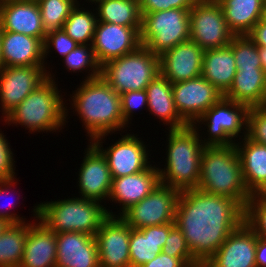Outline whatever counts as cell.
Returning <instances> with one entry per match:
<instances>
[{
  "mask_svg": "<svg viewBox=\"0 0 266 267\" xmlns=\"http://www.w3.org/2000/svg\"><path fill=\"white\" fill-rule=\"evenodd\" d=\"M256 265L266 267V239L257 236Z\"/></svg>",
  "mask_w": 266,
  "mask_h": 267,
  "instance_id": "obj_47",
  "label": "cell"
},
{
  "mask_svg": "<svg viewBox=\"0 0 266 267\" xmlns=\"http://www.w3.org/2000/svg\"><path fill=\"white\" fill-rule=\"evenodd\" d=\"M141 267H191L184 259L171 257L161 252L152 261Z\"/></svg>",
  "mask_w": 266,
  "mask_h": 267,
  "instance_id": "obj_44",
  "label": "cell"
},
{
  "mask_svg": "<svg viewBox=\"0 0 266 267\" xmlns=\"http://www.w3.org/2000/svg\"><path fill=\"white\" fill-rule=\"evenodd\" d=\"M244 221L257 236L266 239V192L251 195Z\"/></svg>",
  "mask_w": 266,
  "mask_h": 267,
  "instance_id": "obj_37",
  "label": "cell"
},
{
  "mask_svg": "<svg viewBox=\"0 0 266 267\" xmlns=\"http://www.w3.org/2000/svg\"><path fill=\"white\" fill-rule=\"evenodd\" d=\"M9 144L4 134L0 133V181L15 178L14 156Z\"/></svg>",
  "mask_w": 266,
  "mask_h": 267,
  "instance_id": "obj_43",
  "label": "cell"
},
{
  "mask_svg": "<svg viewBox=\"0 0 266 267\" xmlns=\"http://www.w3.org/2000/svg\"><path fill=\"white\" fill-rule=\"evenodd\" d=\"M190 9H169L142 14L140 41L160 56L176 45L190 40Z\"/></svg>",
  "mask_w": 266,
  "mask_h": 267,
  "instance_id": "obj_8",
  "label": "cell"
},
{
  "mask_svg": "<svg viewBox=\"0 0 266 267\" xmlns=\"http://www.w3.org/2000/svg\"><path fill=\"white\" fill-rule=\"evenodd\" d=\"M79 2L71 10L70 15L63 25L66 34L81 45H89L93 41L95 27L97 24V16L85 8H79Z\"/></svg>",
  "mask_w": 266,
  "mask_h": 267,
  "instance_id": "obj_33",
  "label": "cell"
},
{
  "mask_svg": "<svg viewBox=\"0 0 266 267\" xmlns=\"http://www.w3.org/2000/svg\"><path fill=\"white\" fill-rule=\"evenodd\" d=\"M105 135L96 137L91 143L105 157L112 178L133 175L149 168L148 151L144 142L133 134L123 135L121 139L104 149L101 144Z\"/></svg>",
  "mask_w": 266,
  "mask_h": 267,
  "instance_id": "obj_12",
  "label": "cell"
},
{
  "mask_svg": "<svg viewBox=\"0 0 266 267\" xmlns=\"http://www.w3.org/2000/svg\"><path fill=\"white\" fill-rule=\"evenodd\" d=\"M81 84L73 93L71 105L81 118L90 136L89 141L126 127L120 95L101 76Z\"/></svg>",
  "mask_w": 266,
  "mask_h": 267,
  "instance_id": "obj_2",
  "label": "cell"
},
{
  "mask_svg": "<svg viewBox=\"0 0 266 267\" xmlns=\"http://www.w3.org/2000/svg\"><path fill=\"white\" fill-rule=\"evenodd\" d=\"M175 223L131 229L129 239L130 267H141L162 252L170 230Z\"/></svg>",
  "mask_w": 266,
  "mask_h": 267,
  "instance_id": "obj_26",
  "label": "cell"
},
{
  "mask_svg": "<svg viewBox=\"0 0 266 267\" xmlns=\"http://www.w3.org/2000/svg\"><path fill=\"white\" fill-rule=\"evenodd\" d=\"M236 73L235 58L229 45L204 51L201 75L223 94L231 87Z\"/></svg>",
  "mask_w": 266,
  "mask_h": 267,
  "instance_id": "obj_29",
  "label": "cell"
},
{
  "mask_svg": "<svg viewBox=\"0 0 266 267\" xmlns=\"http://www.w3.org/2000/svg\"><path fill=\"white\" fill-rule=\"evenodd\" d=\"M32 223L8 224L0 234V267H19Z\"/></svg>",
  "mask_w": 266,
  "mask_h": 267,
  "instance_id": "obj_32",
  "label": "cell"
},
{
  "mask_svg": "<svg viewBox=\"0 0 266 267\" xmlns=\"http://www.w3.org/2000/svg\"><path fill=\"white\" fill-rule=\"evenodd\" d=\"M131 227L119 216H108L96 232L100 267H130Z\"/></svg>",
  "mask_w": 266,
  "mask_h": 267,
  "instance_id": "obj_15",
  "label": "cell"
},
{
  "mask_svg": "<svg viewBox=\"0 0 266 267\" xmlns=\"http://www.w3.org/2000/svg\"><path fill=\"white\" fill-rule=\"evenodd\" d=\"M79 171V193L82 198L99 201L108 199L112 176L102 153L90 142Z\"/></svg>",
  "mask_w": 266,
  "mask_h": 267,
  "instance_id": "obj_19",
  "label": "cell"
},
{
  "mask_svg": "<svg viewBox=\"0 0 266 267\" xmlns=\"http://www.w3.org/2000/svg\"><path fill=\"white\" fill-rule=\"evenodd\" d=\"M162 252L171 257L184 259L191 267H202L194 259L183 233L176 225L170 230Z\"/></svg>",
  "mask_w": 266,
  "mask_h": 267,
  "instance_id": "obj_38",
  "label": "cell"
},
{
  "mask_svg": "<svg viewBox=\"0 0 266 267\" xmlns=\"http://www.w3.org/2000/svg\"><path fill=\"white\" fill-rule=\"evenodd\" d=\"M89 46V47H88ZM66 69L74 72L91 68L86 76V80L94 79L101 76V65L98 63L92 45L78 44L64 58ZM91 71V72H90Z\"/></svg>",
  "mask_w": 266,
  "mask_h": 267,
  "instance_id": "obj_36",
  "label": "cell"
},
{
  "mask_svg": "<svg viewBox=\"0 0 266 267\" xmlns=\"http://www.w3.org/2000/svg\"><path fill=\"white\" fill-rule=\"evenodd\" d=\"M56 247V233L41 221L33 223L28 228L19 267H55Z\"/></svg>",
  "mask_w": 266,
  "mask_h": 267,
  "instance_id": "obj_25",
  "label": "cell"
},
{
  "mask_svg": "<svg viewBox=\"0 0 266 267\" xmlns=\"http://www.w3.org/2000/svg\"><path fill=\"white\" fill-rule=\"evenodd\" d=\"M0 23L3 31L22 33L39 38L43 43L45 41L46 32L38 2L0 0Z\"/></svg>",
  "mask_w": 266,
  "mask_h": 267,
  "instance_id": "obj_21",
  "label": "cell"
},
{
  "mask_svg": "<svg viewBox=\"0 0 266 267\" xmlns=\"http://www.w3.org/2000/svg\"><path fill=\"white\" fill-rule=\"evenodd\" d=\"M225 98L250 107L266 104V72L263 69H237Z\"/></svg>",
  "mask_w": 266,
  "mask_h": 267,
  "instance_id": "obj_27",
  "label": "cell"
},
{
  "mask_svg": "<svg viewBox=\"0 0 266 267\" xmlns=\"http://www.w3.org/2000/svg\"><path fill=\"white\" fill-rule=\"evenodd\" d=\"M259 57L262 69L266 72V47H259Z\"/></svg>",
  "mask_w": 266,
  "mask_h": 267,
  "instance_id": "obj_49",
  "label": "cell"
},
{
  "mask_svg": "<svg viewBox=\"0 0 266 267\" xmlns=\"http://www.w3.org/2000/svg\"><path fill=\"white\" fill-rule=\"evenodd\" d=\"M77 3V0H39L38 6L46 34L62 29Z\"/></svg>",
  "mask_w": 266,
  "mask_h": 267,
  "instance_id": "obj_34",
  "label": "cell"
},
{
  "mask_svg": "<svg viewBox=\"0 0 266 267\" xmlns=\"http://www.w3.org/2000/svg\"><path fill=\"white\" fill-rule=\"evenodd\" d=\"M203 55L197 43H180L159 56L160 74L172 84L201 76Z\"/></svg>",
  "mask_w": 266,
  "mask_h": 267,
  "instance_id": "obj_18",
  "label": "cell"
},
{
  "mask_svg": "<svg viewBox=\"0 0 266 267\" xmlns=\"http://www.w3.org/2000/svg\"><path fill=\"white\" fill-rule=\"evenodd\" d=\"M159 74V56L142 45L136 51L101 66V77L119 95L146 89Z\"/></svg>",
  "mask_w": 266,
  "mask_h": 267,
  "instance_id": "obj_7",
  "label": "cell"
},
{
  "mask_svg": "<svg viewBox=\"0 0 266 267\" xmlns=\"http://www.w3.org/2000/svg\"><path fill=\"white\" fill-rule=\"evenodd\" d=\"M53 77L48 73V78L13 109L4 121L8 124H20L28 128L30 133L56 132L64 126L68 116L67 106H64Z\"/></svg>",
  "mask_w": 266,
  "mask_h": 267,
  "instance_id": "obj_6",
  "label": "cell"
},
{
  "mask_svg": "<svg viewBox=\"0 0 266 267\" xmlns=\"http://www.w3.org/2000/svg\"><path fill=\"white\" fill-rule=\"evenodd\" d=\"M45 66L3 67L0 70V101L5 118L48 78Z\"/></svg>",
  "mask_w": 266,
  "mask_h": 267,
  "instance_id": "obj_14",
  "label": "cell"
},
{
  "mask_svg": "<svg viewBox=\"0 0 266 267\" xmlns=\"http://www.w3.org/2000/svg\"><path fill=\"white\" fill-rule=\"evenodd\" d=\"M120 99L122 116L127 125L131 120L130 117L133 116V111L145 105L148 107L146 89L124 92L120 95Z\"/></svg>",
  "mask_w": 266,
  "mask_h": 267,
  "instance_id": "obj_41",
  "label": "cell"
},
{
  "mask_svg": "<svg viewBox=\"0 0 266 267\" xmlns=\"http://www.w3.org/2000/svg\"><path fill=\"white\" fill-rule=\"evenodd\" d=\"M229 46L233 51L236 69H262L259 47L248 35H234Z\"/></svg>",
  "mask_w": 266,
  "mask_h": 267,
  "instance_id": "obj_35",
  "label": "cell"
},
{
  "mask_svg": "<svg viewBox=\"0 0 266 267\" xmlns=\"http://www.w3.org/2000/svg\"><path fill=\"white\" fill-rule=\"evenodd\" d=\"M97 1H99V0H89V2H91V3H96Z\"/></svg>",
  "mask_w": 266,
  "mask_h": 267,
  "instance_id": "obj_53",
  "label": "cell"
},
{
  "mask_svg": "<svg viewBox=\"0 0 266 267\" xmlns=\"http://www.w3.org/2000/svg\"><path fill=\"white\" fill-rule=\"evenodd\" d=\"M175 107L180 117L193 125L224 95L202 75L172 84Z\"/></svg>",
  "mask_w": 266,
  "mask_h": 267,
  "instance_id": "obj_13",
  "label": "cell"
},
{
  "mask_svg": "<svg viewBox=\"0 0 266 267\" xmlns=\"http://www.w3.org/2000/svg\"><path fill=\"white\" fill-rule=\"evenodd\" d=\"M197 125L168 129L167 165L158 168L160 183L180 192L197 188L200 164L205 145L201 142ZM200 141V142H199Z\"/></svg>",
  "mask_w": 266,
  "mask_h": 267,
  "instance_id": "obj_4",
  "label": "cell"
},
{
  "mask_svg": "<svg viewBox=\"0 0 266 267\" xmlns=\"http://www.w3.org/2000/svg\"><path fill=\"white\" fill-rule=\"evenodd\" d=\"M141 27H126L97 21L92 48L98 63L106 62L136 51L141 46Z\"/></svg>",
  "mask_w": 266,
  "mask_h": 267,
  "instance_id": "obj_16",
  "label": "cell"
},
{
  "mask_svg": "<svg viewBox=\"0 0 266 267\" xmlns=\"http://www.w3.org/2000/svg\"><path fill=\"white\" fill-rule=\"evenodd\" d=\"M220 5L228 29L234 35H248L263 19V0H216Z\"/></svg>",
  "mask_w": 266,
  "mask_h": 267,
  "instance_id": "obj_30",
  "label": "cell"
},
{
  "mask_svg": "<svg viewBox=\"0 0 266 267\" xmlns=\"http://www.w3.org/2000/svg\"><path fill=\"white\" fill-rule=\"evenodd\" d=\"M33 211L35 218L56 234L80 232L95 236L108 216H116L99 201L82 197L40 203Z\"/></svg>",
  "mask_w": 266,
  "mask_h": 267,
  "instance_id": "obj_5",
  "label": "cell"
},
{
  "mask_svg": "<svg viewBox=\"0 0 266 267\" xmlns=\"http://www.w3.org/2000/svg\"><path fill=\"white\" fill-rule=\"evenodd\" d=\"M248 36L258 47H266V22L263 19L259 20Z\"/></svg>",
  "mask_w": 266,
  "mask_h": 267,
  "instance_id": "obj_45",
  "label": "cell"
},
{
  "mask_svg": "<svg viewBox=\"0 0 266 267\" xmlns=\"http://www.w3.org/2000/svg\"><path fill=\"white\" fill-rule=\"evenodd\" d=\"M263 20L266 22V6H265V9H264V13H263Z\"/></svg>",
  "mask_w": 266,
  "mask_h": 267,
  "instance_id": "obj_51",
  "label": "cell"
},
{
  "mask_svg": "<svg viewBox=\"0 0 266 267\" xmlns=\"http://www.w3.org/2000/svg\"><path fill=\"white\" fill-rule=\"evenodd\" d=\"M179 194L178 189L160 183L147 197L132 205L120 217L135 229L174 223Z\"/></svg>",
  "mask_w": 266,
  "mask_h": 267,
  "instance_id": "obj_11",
  "label": "cell"
},
{
  "mask_svg": "<svg viewBox=\"0 0 266 267\" xmlns=\"http://www.w3.org/2000/svg\"><path fill=\"white\" fill-rule=\"evenodd\" d=\"M160 184L158 168L154 165L133 175L112 178L109 200L122 204L120 216L132 205L147 197Z\"/></svg>",
  "mask_w": 266,
  "mask_h": 267,
  "instance_id": "obj_22",
  "label": "cell"
},
{
  "mask_svg": "<svg viewBox=\"0 0 266 267\" xmlns=\"http://www.w3.org/2000/svg\"><path fill=\"white\" fill-rule=\"evenodd\" d=\"M78 43L72 40L66 32L62 29L48 32L46 34L44 46V59L47 57L48 53L51 51V47L61 55L63 58L70 53ZM50 49V50H49ZM46 56V57H45Z\"/></svg>",
  "mask_w": 266,
  "mask_h": 267,
  "instance_id": "obj_40",
  "label": "cell"
},
{
  "mask_svg": "<svg viewBox=\"0 0 266 267\" xmlns=\"http://www.w3.org/2000/svg\"><path fill=\"white\" fill-rule=\"evenodd\" d=\"M148 110L170 129H180L188 124L180 117L173 100L172 83L163 75H157L146 87Z\"/></svg>",
  "mask_w": 266,
  "mask_h": 267,
  "instance_id": "obj_28",
  "label": "cell"
},
{
  "mask_svg": "<svg viewBox=\"0 0 266 267\" xmlns=\"http://www.w3.org/2000/svg\"><path fill=\"white\" fill-rule=\"evenodd\" d=\"M97 21L126 27H141L139 2L135 0H99ZM99 17V18H98Z\"/></svg>",
  "mask_w": 266,
  "mask_h": 267,
  "instance_id": "obj_31",
  "label": "cell"
},
{
  "mask_svg": "<svg viewBox=\"0 0 266 267\" xmlns=\"http://www.w3.org/2000/svg\"><path fill=\"white\" fill-rule=\"evenodd\" d=\"M8 212L7 210L0 211V234L8 224H17L25 222L22 217H19L18 215H16L15 213H11L10 211Z\"/></svg>",
  "mask_w": 266,
  "mask_h": 267,
  "instance_id": "obj_46",
  "label": "cell"
},
{
  "mask_svg": "<svg viewBox=\"0 0 266 267\" xmlns=\"http://www.w3.org/2000/svg\"><path fill=\"white\" fill-rule=\"evenodd\" d=\"M246 127L247 138L266 145V106L249 108Z\"/></svg>",
  "mask_w": 266,
  "mask_h": 267,
  "instance_id": "obj_39",
  "label": "cell"
},
{
  "mask_svg": "<svg viewBox=\"0 0 266 267\" xmlns=\"http://www.w3.org/2000/svg\"><path fill=\"white\" fill-rule=\"evenodd\" d=\"M249 107L245 104L229 100L224 96L210 107L193 125L197 123L208 126L209 138L201 142L205 146L234 145L235 138L241 130H247ZM240 132V133H239ZM234 138V141L233 139Z\"/></svg>",
  "mask_w": 266,
  "mask_h": 267,
  "instance_id": "obj_9",
  "label": "cell"
},
{
  "mask_svg": "<svg viewBox=\"0 0 266 267\" xmlns=\"http://www.w3.org/2000/svg\"><path fill=\"white\" fill-rule=\"evenodd\" d=\"M197 189L235 200L244 210L251 198L235 145L205 146Z\"/></svg>",
  "mask_w": 266,
  "mask_h": 267,
  "instance_id": "obj_3",
  "label": "cell"
},
{
  "mask_svg": "<svg viewBox=\"0 0 266 267\" xmlns=\"http://www.w3.org/2000/svg\"><path fill=\"white\" fill-rule=\"evenodd\" d=\"M4 67L44 66V46L39 38L2 30Z\"/></svg>",
  "mask_w": 266,
  "mask_h": 267,
  "instance_id": "obj_23",
  "label": "cell"
},
{
  "mask_svg": "<svg viewBox=\"0 0 266 267\" xmlns=\"http://www.w3.org/2000/svg\"><path fill=\"white\" fill-rule=\"evenodd\" d=\"M198 0H140V14L169 9H191Z\"/></svg>",
  "mask_w": 266,
  "mask_h": 267,
  "instance_id": "obj_42",
  "label": "cell"
},
{
  "mask_svg": "<svg viewBox=\"0 0 266 267\" xmlns=\"http://www.w3.org/2000/svg\"><path fill=\"white\" fill-rule=\"evenodd\" d=\"M256 246L257 235L244 221L202 267H257Z\"/></svg>",
  "mask_w": 266,
  "mask_h": 267,
  "instance_id": "obj_17",
  "label": "cell"
},
{
  "mask_svg": "<svg viewBox=\"0 0 266 267\" xmlns=\"http://www.w3.org/2000/svg\"><path fill=\"white\" fill-rule=\"evenodd\" d=\"M55 267H100L95 236L80 232L56 234Z\"/></svg>",
  "mask_w": 266,
  "mask_h": 267,
  "instance_id": "obj_20",
  "label": "cell"
},
{
  "mask_svg": "<svg viewBox=\"0 0 266 267\" xmlns=\"http://www.w3.org/2000/svg\"><path fill=\"white\" fill-rule=\"evenodd\" d=\"M190 40L204 51L230 44L234 34L228 29L216 0H198L190 9Z\"/></svg>",
  "mask_w": 266,
  "mask_h": 267,
  "instance_id": "obj_10",
  "label": "cell"
},
{
  "mask_svg": "<svg viewBox=\"0 0 266 267\" xmlns=\"http://www.w3.org/2000/svg\"><path fill=\"white\" fill-rule=\"evenodd\" d=\"M19 1H34V2H38L39 0H19Z\"/></svg>",
  "mask_w": 266,
  "mask_h": 267,
  "instance_id": "obj_52",
  "label": "cell"
},
{
  "mask_svg": "<svg viewBox=\"0 0 266 267\" xmlns=\"http://www.w3.org/2000/svg\"><path fill=\"white\" fill-rule=\"evenodd\" d=\"M1 38H2V26L0 23V70L4 67V63H3L2 55H1Z\"/></svg>",
  "mask_w": 266,
  "mask_h": 267,
  "instance_id": "obj_50",
  "label": "cell"
},
{
  "mask_svg": "<svg viewBox=\"0 0 266 267\" xmlns=\"http://www.w3.org/2000/svg\"><path fill=\"white\" fill-rule=\"evenodd\" d=\"M235 146L239 154L242 177L246 189L252 195L266 192V145L254 142L246 137Z\"/></svg>",
  "mask_w": 266,
  "mask_h": 267,
  "instance_id": "obj_24",
  "label": "cell"
},
{
  "mask_svg": "<svg viewBox=\"0 0 266 267\" xmlns=\"http://www.w3.org/2000/svg\"><path fill=\"white\" fill-rule=\"evenodd\" d=\"M14 179H16V178H12V179H9V180H1L0 181V195L2 196H5V195H7V194H10L9 192H10V188L11 187H14L15 185H13V184H15L16 182H14L15 180ZM9 191V192H8ZM5 194V195H4ZM3 206V205H2ZM5 206H7V209L8 208H12V207H14L15 206V204L14 203H10V204H8L7 203V205H5ZM5 206H3V208L5 207ZM5 209H6V207H5Z\"/></svg>",
  "mask_w": 266,
  "mask_h": 267,
  "instance_id": "obj_48",
  "label": "cell"
},
{
  "mask_svg": "<svg viewBox=\"0 0 266 267\" xmlns=\"http://www.w3.org/2000/svg\"><path fill=\"white\" fill-rule=\"evenodd\" d=\"M244 218L245 210L235 200L194 188L180 192L174 223L203 266Z\"/></svg>",
  "mask_w": 266,
  "mask_h": 267,
  "instance_id": "obj_1",
  "label": "cell"
}]
</instances>
